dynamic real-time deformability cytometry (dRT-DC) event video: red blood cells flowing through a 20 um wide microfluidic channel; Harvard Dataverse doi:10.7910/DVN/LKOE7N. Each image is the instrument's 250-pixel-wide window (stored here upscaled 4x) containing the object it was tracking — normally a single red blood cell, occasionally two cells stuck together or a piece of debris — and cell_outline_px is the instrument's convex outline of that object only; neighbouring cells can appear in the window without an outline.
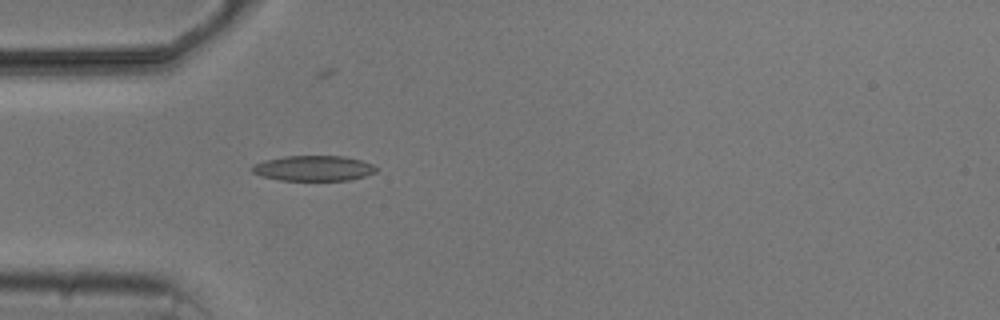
{"species": "common noctule bat (a hibernating species)", "species_latin": "Nyctalus noctula", "temperature_condition": "cold", "stored_images_in_passage": 4, "camera_frame_rate_fps": 3000, "um_per_image_px": 0.085, "animal": {"sex": "male", "body_mass_g": 20.5, "forearm_length_mm": 52.5}, "frame": {"image": 1, "passage_image": 4, "time_ms": 4.333, "image_size_px": [1000, 320], "cell_outline_px": [[376, 172], [364, 176], [348, 180], [280, 180], [260, 176], [252, 172], [252, 164], [264, 160], [284, 156], [344, 156], [360, 160], [372, 164], [376, 168]], "centroid_in_image_um": [26.61, 14.3], "position_along_channel_um": 58.4, "area_um2": 18.26}}